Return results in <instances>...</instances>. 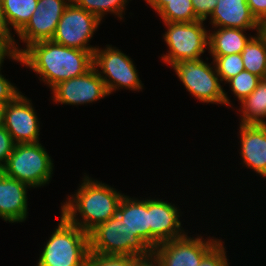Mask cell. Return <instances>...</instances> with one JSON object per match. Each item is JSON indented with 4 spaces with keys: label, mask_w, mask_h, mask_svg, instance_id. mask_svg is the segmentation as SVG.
Instances as JSON below:
<instances>
[{
    "label": "cell",
    "mask_w": 266,
    "mask_h": 266,
    "mask_svg": "<svg viewBox=\"0 0 266 266\" xmlns=\"http://www.w3.org/2000/svg\"><path fill=\"white\" fill-rule=\"evenodd\" d=\"M22 65L38 74L39 80L50 89L59 82L75 78L93 67V54L81 49L69 48L52 40L32 43L18 49Z\"/></svg>",
    "instance_id": "obj_1"
},
{
    "label": "cell",
    "mask_w": 266,
    "mask_h": 266,
    "mask_svg": "<svg viewBox=\"0 0 266 266\" xmlns=\"http://www.w3.org/2000/svg\"><path fill=\"white\" fill-rule=\"evenodd\" d=\"M82 182L77 192L69 196L68 201L61 206V214L71 224L89 233L117 213L119 202L124 194L105 183L92 180L87 175ZM77 215L81 216V220Z\"/></svg>",
    "instance_id": "obj_2"
},
{
    "label": "cell",
    "mask_w": 266,
    "mask_h": 266,
    "mask_svg": "<svg viewBox=\"0 0 266 266\" xmlns=\"http://www.w3.org/2000/svg\"><path fill=\"white\" fill-rule=\"evenodd\" d=\"M89 253V234L61 214L36 266H87Z\"/></svg>",
    "instance_id": "obj_3"
},
{
    "label": "cell",
    "mask_w": 266,
    "mask_h": 266,
    "mask_svg": "<svg viewBox=\"0 0 266 266\" xmlns=\"http://www.w3.org/2000/svg\"><path fill=\"white\" fill-rule=\"evenodd\" d=\"M89 252L101 255L145 257L152 250L135 234L116 213L89 233Z\"/></svg>",
    "instance_id": "obj_4"
},
{
    "label": "cell",
    "mask_w": 266,
    "mask_h": 266,
    "mask_svg": "<svg viewBox=\"0 0 266 266\" xmlns=\"http://www.w3.org/2000/svg\"><path fill=\"white\" fill-rule=\"evenodd\" d=\"M52 162L48 152L39 142L15 144L1 171L30 187H41L48 184L52 178Z\"/></svg>",
    "instance_id": "obj_5"
},
{
    "label": "cell",
    "mask_w": 266,
    "mask_h": 266,
    "mask_svg": "<svg viewBox=\"0 0 266 266\" xmlns=\"http://www.w3.org/2000/svg\"><path fill=\"white\" fill-rule=\"evenodd\" d=\"M211 65L198 58L178 62L171 67L187 91L197 100L230 106V100L220 84L221 79L215 65Z\"/></svg>",
    "instance_id": "obj_6"
},
{
    "label": "cell",
    "mask_w": 266,
    "mask_h": 266,
    "mask_svg": "<svg viewBox=\"0 0 266 266\" xmlns=\"http://www.w3.org/2000/svg\"><path fill=\"white\" fill-rule=\"evenodd\" d=\"M167 31L163 35L168 53L162 60L171 66L185 60H196L208 48L209 31L202 20L193 22H164Z\"/></svg>",
    "instance_id": "obj_7"
},
{
    "label": "cell",
    "mask_w": 266,
    "mask_h": 266,
    "mask_svg": "<svg viewBox=\"0 0 266 266\" xmlns=\"http://www.w3.org/2000/svg\"><path fill=\"white\" fill-rule=\"evenodd\" d=\"M93 66L104 81L109 95L119 87L133 91L142 90L143 84L131 58L111 45H107L105 49H95Z\"/></svg>",
    "instance_id": "obj_8"
},
{
    "label": "cell",
    "mask_w": 266,
    "mask_h": 266,
    "mask_svg": "<svg viewBox=\"0 0 266 266\" xmlns=\"http://www.w3.org/2000/svg\"><path fill=\"white\" fill-rule=\"evenodd\" d=\"M100 23L101 20L97 16L78 7L71 1L60 18L51 40L69 48L94 53L96 47L88 46V42Z\"/></svg>",
    "instance_id": "obj_9"
},
{
    "label": "cell",
    "mask_w": 266,
    "mask_h": 266,
    "mask_svg": "<svg viewBox=\"0 0 266 266\" xmlns=\"http://www.w3.org/2000/svg\"><path fill=\"white\" fill-rule=\"evenodd\" d=\"M205 240L202 236L194 238L186 234L160 243L152 254L162 266H199L203 257L220 241L209 237Z\"/></svg>",
    "instance_id": "obj_10"
},
{
    "label": "cell",
    "mask_w": 266,
    "mask_h": 266,
    "mask_svg": "<svg viewBox=\"0 0 266 266\" xmlns=\"http://www.w3.org/2000/svg\"><path fill=\"white\" fill-rule=\"evenodd\" d=\"M51 91L54 102L69 105L92 103L109 95L94 66L83 75L59 82Z\"/></svg>",
    "instance_id": "obj_11"
},
{
    "label": "cell",
    "mask_w": 266,
    "mask_h": 266,
    "mask_svg": "<svg viewBox=\"0 0 266 266\" xmlns=\"http://www.w3.org/2000/svg\"><path fill=\"white\" fill-rule=\"evenodd\" d=\"M3 126L15 144L38 143L40 125L32 102L21 92L8 102Z\"/></svg>",
    "instance_id": "obj_12"
},
{
    "label": "cell",
    "mask_w": 266,
    "mask_h": 266,
    "mask_svg": "<svg viewBox=\"0 0 266 266\" xmlns=\"http://www.w3.org/2000/svg\"><path fill=\"white\" fill-rule=\"evenodd\" d=\"M70 2L71 0H38L30 20L17 33L19 39L26 43V47L38 41L51 40Z\"/></svg>",
    "instance_id": "obj_13"
},
{
    "label": "cell",
    "mask_w": 266,
    "mask_h": 266,
    "mask_svg": "<svg viewBox=\"0 0 266 266\" xmlns=\"http://www.w3.org/2000/svg\"><path fill=\"white\" fill-rule=\"evenodd\" d=\"M168 201L149 198L150 249L160 243L186 235L181 226L179 209Z\"/></svg>",
    "instance_id": "obj_14"
},
{
    "label": "cell",
    "mask_w": 266,
    "mask_h": 266,
    "mask_svg": "<svg viewBox=\"0 0 266 266\" xmlns=\"http://www.w3.org/2000/svg\"><path fill=\"white\" fill-rule=\"evenodd\" d=\"M27 184L0 170V218L10 223L24 222L28 214Z\"/></svg>",
    "instance_id": "obj_15"
},
{
    "label": "cell",
    "mask_w": 266,
    "mask_h": 266,
    "mask_svg": "<svg viewBox=\"0 0 266 266\" xmlns=\"http://www.w3.org/2000/svg\"><path fill=\"white\" fill-rule=\"evenodd\" d=\"M243 164L266 178V124H240Z\"/></svg>",
    "instance_id": "obj_16"
},
{
    "label": "cell",
    "mask_w": 266,
    "mask_h": 266,
    "mask_svg": "<svg viewBox=\"0 0 266 266\" xmlns=\"http://www.w3.org/2000/svg\"><path fill=\"white\" fill-rule=\"evenodd\" d=\"M210 16L212 28L254 29L258 33L259 21L252 14L247 0H218Z\"/></svg>",
    "instance_id": "obj_17"
},
{
    "label": "cell",
    "mask_w": 266,
    "mask_h": 266,
    "mask_svg": "<svg viewBox=\"0 0 266 266\" xmlns=\"http://www.w3.org/2000/svg\"><path fill=\"white\" fill-rule=\"evenodd\" d=\"M117 214L150 248L149 199L138 200L124 195L118 205Z\"/></svg>",
    "instance_id": "obj_18"
},
{
    "label": "cell",
    "mask_w": 266,
    "mask_h": 266,
    "mask_svg": "<svg viewBox=\"0 0 266 266\" xmlns=\"http://www.w3.org/2000/svg\"><path fill=\"white\" fill-rule=\"evenodd\" d=\"M246 30L239 28H221L210 33L208 52L212 56H225L241 53L247 42L253 37L245 35Z\"/></svg>",
    "instance_id": "obj_19"
},
{
    "label": "cell",
    "mask_w": 266,
    "mask_h": 266,
    "mask_svg": "<svg viewBox=\"0 0 266 266\" xmlns=\"http://www.w3.org/2000/svg\"><path fill=\"white\" fill-rule=\"evenodd\" d=\"M241 102L240 124L265 125L266 121V78L261 79L256 89ZM241 109V110H240ZM264 118V119H263Z\"/></svg>",
    "instance_id": "obj_20"
},
{
    "label": "cell",
    "mask_w": 266,
    "mask_h": 266,
    "mask_svg": "<svg viewBox=\"0 0 266 266\" xmlns=\"http://www.w3.org/2000/svg\"><path fill=\"white\" fill-rule=\"evenodd\" d=\"M241 57L246 71L266 78V43L258 33L247 42Z\"/></svg>",
    "instance_id": "obj_21"
},
{
    "label": "cell",
    "mask_w": 266,
    "mask_h": 266,
    "mask_svg": "<svg viewBox=\"0 0 266 266\" xmlns=\"http://www.w3.org/2000/svg\"><path fill=\"white\" fill-rule=\"evenodd\" d=\"M2 3L8 28L13 27L18 33L30 20L38 0H2Z\"/></svg>",
    "instance_id": "obj_22"
},
{
    "label": "cell",
    "mask_w": 266,
    "mask_h": 266,
    "mask_svg": "<svg viewBox=\"0 0 266 266\" xmlns=\"http://www.w3.org/2000/svg\"><path fill=\"white\" fill-rule=\"evenodd\" d=\"M163 22H193L199 20L191 0H168L158 12Z\"/></svg>",
    "instance_id": "obj_23"
},
{
    "label": "cell",
    "mask_w": 266,
    "mask_h": 266,
    "mask_svg": "<svg viewBox=\"0 0 266 266\" xmlns=\"http://www.w3.org/2000/svg\"><path fill=\"white\" fill-rule=\"evenodd\" d=\"M75 5L97 16L100 20L107 13L117 15L121 20L128 0H71Z\"/></svg>",
    "instance_id": "obj_24"
},
{
    "label": "cell",
    "mask_w": 266,
    "mask_h": 266,
    "mask_svg": "<svg viewBox=\"0 0 266 266\" xmlns=\"http://www.w3.org/2000/svg\"><path fill=\"white\" fill-rule=\"evenodd\" d=\"M212 64L215 65L217 74L221 81H228L229 79L237 76L241 71L245 70L241 53L213 56Z\"/></svg>",
    "instance_id": "obj_25"
},
{
    "label": "cell",
    "mask_w": 266,
    "mask_h": 266,
    "mask_svg": "<svg viewBox=\"0 0 266 266\" xmlns=\"http://www.w3.org/2000/svg\"><path fill=\"white\" fill-rule=\"evenodd\" d=\"M260 80L261 78L257 75L243 70L237 76L229 79L225 83L230 84L229 86L231 87L234 96L237 97L239 101H242L256 89Z\"/></svg>",
    "instance_id": "obj_26"
},
{
    "label": "cell",
    "mask_w": 266,
    "mask_h": 266,
    "mask_svg": "<svg viewBox=\"0 0 266 266\" xmlns=\"http://www.w3.org/2000/svg\"><path fill=\"white\" fill-rule=\"evenodd\" d=\"M142 257L89 253L87 266H136Z\"/></svg>",
    "instance_id": "obj_27"
},
{
    "label": "cell",
    "mask_w": 266,
    "mask_h": 266,
    "mask_svg": "<svg viewBox=\"0 0 266 266\" xmlns=\"http://www.w3.org/2000/svg\"><path fill=\"white\" fill-rule=\"evenodd\" d=\"M12 33H0V68L6 56L22 63L20 54L18 53V46L13 38Z\"/></svg>",
    "instance_id": "obj_28"
},
{
    "label": "cell",
    "mask_w": 266,
    "mask_h": 266,
    "mask_svg": "<svg viewBox=\"0 0 266 266\" xmlns=\"http://www.w3.org/2000/svg\"><path fill=\"white\" fill-rule=\"evenodd\" d=\"M199 266H229L222 240L203 257Z\"/></svg>",
    "instance_id": "obj_29"
},
{
    "label": "cell",
    "mask_w": 266,
    "mask_h": 266,
    "mask_svg": "<svg viewBox=\"0 0 266 266\" xmlns=\"http://www.w3.org/2000/svg\"><path fill=\"white\" fill-rule=\"evenodd\" d=\"M15 143L3 125L0 126V170L6 164Z\"/></svg>",
    "instance_id": "obj_30"
},
{
    "label": "cell",
    "mask_w": 266,
    "mask_h": 266,
    "mask_svg": "<svg viewBox=\"0 0 266 266\" xmlns=\"http://www.w3.org/2000/svg\"><path fill=\"white\" fill-rule=\"evenodd\" d=\"M195 15L199 20L206 21L216 7L218 0H191Z\"/></svg>",
    "instance_id": "obj_31"
},
{
    "label": "cell",
    "mask_w": 266,
    "mask_h": 266,
    "mask_svg": "<svg viewBox=\"0 0 266 266\" xmlns=\"http://www.w3.org/2000/svg\"><path fill=\"white\" fill-rule=\"evenodd\" d=\"M20 91L1 74L0 68V101L11 102Z\"/></svg>",
    "instance_id": "obj_32"
},
{
    "label": "cell",
    "mask_w": 266,
    "mask_h": 266,
    "mask_svg": "<svg viewBox=\"0 0 266 266\" xmlns=\"http://www.w3.org/2000/svg\"><path fill=\"white\" fill-rule=\"evenodd\" d=\"M247 4L258 21L266 18V0H247Z\"/></svg>",
    "instance_id": "obj_33"
},
{
    "label": "cell",
    "mask_w": 266,
    "mask_h": 266,
    "mask_svg": "<svg viewBox=\"0 0 266 266\" xmlns=\"http://www.w3.org/2000/svg\"><path fill=\"white\" fill-rule=\"evenodd\" d=\"M136 266H162L160 262L155 258L153 254L142 257L137 263Z\"/></svg>",
    "instance_id": "obj_34"
},
{
    "label": "cell",
    "mask_w": 266,
    "mask_h": 266,
    "mask_svg": "<svg viewBox=\"0 0 266 266\" xmlns=\"http://www.w3.org/2000/svg\"><path fill=\"white\" fill-rule=\"evenodd\" d=\"M11 29L8 28V24L6 22L4 11H3V3L0 0V33H11Z\"/></svg>",
    "instance_id": "obj_35"
},
{
    "label": "cell",
    "mask_w": 266,
    "mask_h": 266,
    "mask_svg": "<svg viewBox=\"0 0 266 266\" xmlns=\"http://www.w3.org/2000/svg\"><path fill=\"white\" fill-rule=\"evenodd\" d=\"M158 13L167 3L168 0H145Z\"/></svg>",
    "instance_id": "obj_36"
},
{
    "label": "cell",
    "mask_w": 266,
    "mask_h": 266,
    "mask_svg": "<svg viewBox=\"0 0 266 266\" xmlns=\"http://www.w3.org/2000/svg\"><path fill=\"white\" fill-rule=\"evenodd\" d=\"M258 34L264 39L266 43V18L259 21Z\"/></svg>",
    "instance_id": "obj_37"
},
{
    "label": "cell",
    "mask_w": 266,
    "mask_h": 266,
    "mask_svg": "<svg viewBox=\"0 0 266 266\" xmlns=\"http://www.w3.org/2000/svg\"><path fill=\"white\" fill-rule=\"evenodd\" d=\"M8 102L0 101V126L4 123L5 109Z\"/></svg>",
    "instance_id": "obj_38"
}]
</instances>
